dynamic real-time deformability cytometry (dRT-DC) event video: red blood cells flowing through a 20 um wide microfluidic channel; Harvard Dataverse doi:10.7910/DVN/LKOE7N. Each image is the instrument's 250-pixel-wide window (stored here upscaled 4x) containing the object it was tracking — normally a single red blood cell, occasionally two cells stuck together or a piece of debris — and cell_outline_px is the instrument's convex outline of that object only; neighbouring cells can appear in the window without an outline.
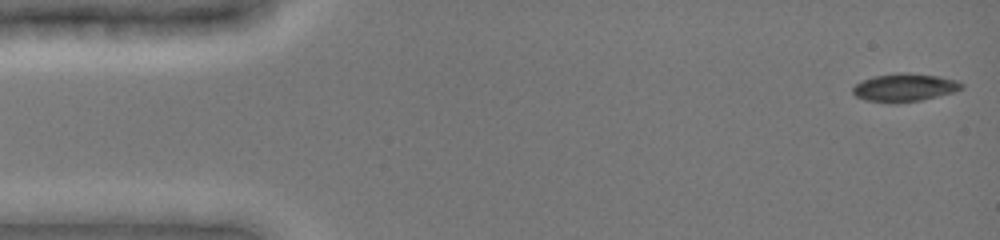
{"species": "common noctule bat (a hibernating species)", "species_latin": "Nyctalus noctula", "temperature_condition": "cold", "stored_images_in_passage": 18, "camera_frame_rate_fps": 3000, "um_per_image_px": 0.085, "animal": {"sex": "female", "body_mass_g": 19.0, "forearm_length_mm": 51.5}, "frame": {"image": 1, "passage_image": 1, "time_ms": 0.0, "image_size_px": [1000, 240], "cell_outline_px": [[964, 88], [952, 92], [920, 100], [896, 104], [864, 100], [856, 96], [852, 92], [852, 88], [860, 80], [872, 76], [900, 72], [908, 72], [940, 76], [956, 80], [964, 84]], "centroid_in_image_um": [76.85, 7.43], "position_along_channel_um": 8.2, "area_um2": 18.03}}
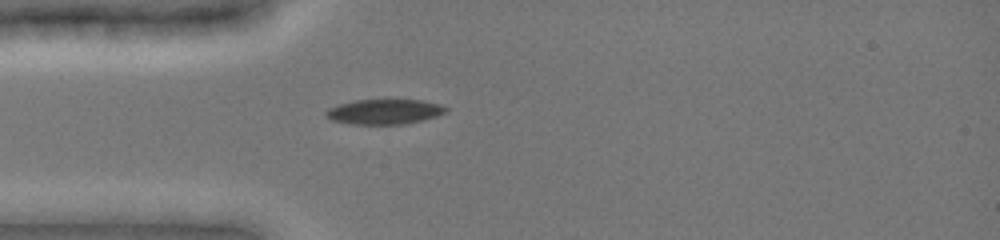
{"frame": {"image": 2, "passage_image": 10, "time_ms": 4.0, "image_size_px": [1000, 240], "cell_outline_px": [[448, 112], [424, 120], [404, 124], [352, 124], [332, 120], [324, 116], [324, 112], [328, 108], [352, 100], [388, 96], [424, 100], [440, 104], [448, 108]], "centroid_in_image_um": [32.7, 9.43], "position_along_channel_um": 52.3, "area_um2": 18.67}}
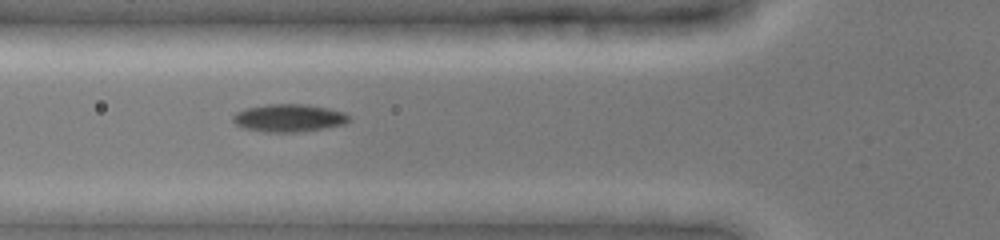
{"frame": {"image": 3, "passage_image": 13, "time_ms": 5.333, "image_size_px": [1000, 240], "cell_outline_px": [[352, 120], [344, 124], [324, 128], [296, 132], [264, 132], [240, 128], [232, 120], [232, 116], [236, 112], [248, 108], [268, 104], [304, 104], [328, 108], [344, 112]], "centroid_in_image_um": [24.53, 10.03], "position_along_channel_um": 101.3, "area_um2": 18.79}}